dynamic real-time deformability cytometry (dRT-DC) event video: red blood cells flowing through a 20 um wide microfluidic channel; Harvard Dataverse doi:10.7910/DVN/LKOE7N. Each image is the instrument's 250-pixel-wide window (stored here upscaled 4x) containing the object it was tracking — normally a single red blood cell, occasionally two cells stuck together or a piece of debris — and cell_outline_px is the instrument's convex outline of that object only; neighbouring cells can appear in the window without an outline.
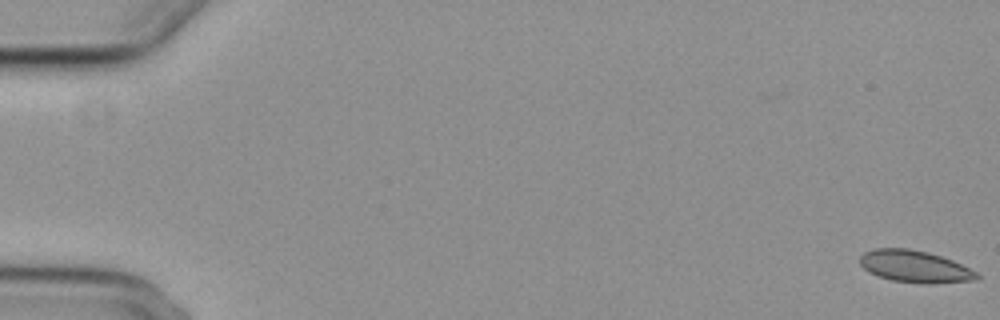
{"species": "common noctule bat (a hibernating species)", "species_latin": "Nyctalus noctula", "temperature_condition": "cold", "stored_images_in_passage": 57, "camera_frame_rate_fps": 3000, "um_per_image_px": 0.085, "animal": {"sex": "female", "body_mass_g": 29.2, "forearm_length_mm": 56.3}, "frame": {"image": 1, "passage_image": 1, "time_ms": 0.0, "image_size_px": [1000, 320], "cell_outline_px": [[980, 280], [932, 284], [920, 284], [892, 280], [868, 272], [860, 264], [860, 256], [864, 252], [876, 248], [908, 248], [928, 252], [952, 260], [980, 272]], "centroid_in_image_um": [77.83, 22.67], "position_along_channel_um": 7.2, "area_um2": 22.14}}
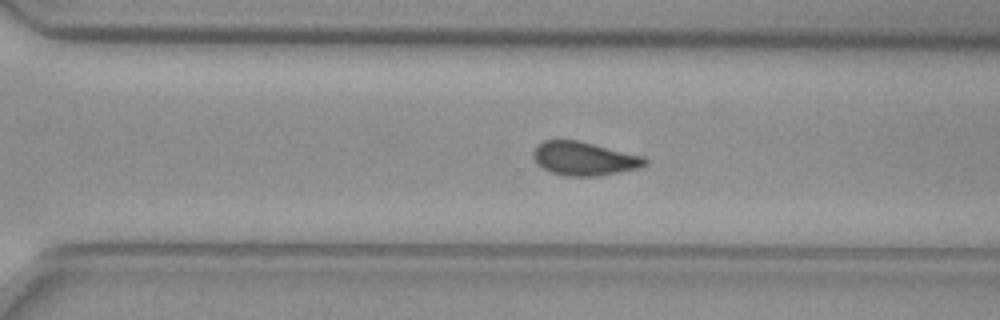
{"frame": {"image": 2, "passage_image": 40, "time_ms": 13.0, "image_size_px": [1000, 320], "cell_outline_px": [[648, 164], [640, 168], [600, 176], [564, 176], [552, 172], [536, 164], [532, 156], [532, 152], [536, 144], [544, 140], [580, 140], [644, 156], [648, 160]], "centroid_in_image_um": [49.66, 13.47], "position_along_channel_um": 320.9, "area_um2": 22.31}}
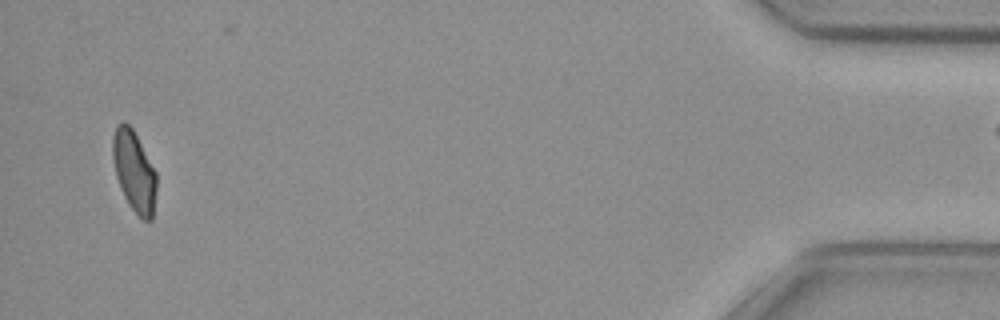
{"frame": {"image": 3, "passage_image": 55, "time_ms": 18.0, "image_size_px": [1000, 320], "cell_outline_px": [[156, 192], [152, 220], [144, 220], [128, 204], [124, 196], [116, 176], [112, 156], [112, 136], [116, 124], [120, 120], [124, 120], [132, 128], [156, 172]], "centroid_in_image_um": [11.38, 14.51], "position_along_channel_um": 423.8, "area_um2": 20.58}}